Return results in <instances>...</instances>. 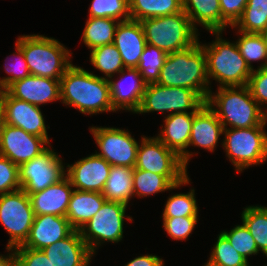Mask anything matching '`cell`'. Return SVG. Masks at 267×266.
<instances>
[{
    "mask_svg": "<svg viewBox=\"0 0 267 266\" xmlns=\"http://www.w3.org/2000/svg\"><path fill=\"white\" fill-rule=\"evenodd\" d=\"M61 100L86 115L116 112L108 79L71 65L60 78Z\"/></svg>",
    "mask_w": 267,
    "mask_h": 266,
    "instance_id": "obj_1",
    "label": "cell"
},
{
    "mask_svg": "<svg viewBox=\"0 0 267 266\" xmlns=\"http://www.w3.org/2000/svg\"><path fill=\"white\" fill-rule=\"evenodd\" d=\"M206 104L214 111L223 128L266 126L265 110L252 98L248 86L218 87L212 90Z\"/></svg>",
    "mask_w": 267,
    "mask_h": 266,
    "instance_id": "obj_2",
    "label": "cell"
},
{
    "mask_svg": "<svg viewBox=\"0 0 267 266\" xmlns=\"http://www.w3.org/2000/svg\"><path fill=\"white\" fill-rule=\"evenodd\" d=\"M199 40L191 47L169 53L160 70L157 84L189 88L205 101L211 91L207 76L206 56Z\"/></svg>",
    "mask_w": 267,
    "mask_h": 266,
    "instance_id": "obj_3",
    "label": "cell"
},
{
    "mask_svg": "<svg viewBox=\"0 0 267 266\" xmlns=\"http://www.w3.org/2000/svg\"><path fill=\"white\" fill-rule=\"evenodd\" d=\"M215 41L200 44L206 56L207 76L219 82L218 87L246 86L252 70L246 64L236 42L222 39V32H210Z\"/></svg>",
    "mask_w": 267,
    "mask_h": 266,
    "instance_id": "obj_4",
    "label": "cell"
},
{
    "mask_svg": "<svg viewBox=\"0 0 267 266\" xmlns=\"http://www.w3.org/2000/svg\"><path fill=\"white\" fill-rule=\"evenodd\" d=\"M31 75L60 80L72 65V53L57 39L39 34L18 36Z\"/></svg>",
    "mask_w": 267,
    "mask_h": 266,
    "instance_id": "obj_5",
    "label": "cell"
},
{
    "mask_svg": "<svg viewBox=\"0 0 267 266\" xmlns=\"http://www.w3.org/2000/svg\"><path fill=\"white\" fill-rule=\"evenodd\" d=\"M140 23L147 44L167 54L189 48L199 40L198 31L183 10L172 15L147 18Z\"/></svg>",
    "mask_w": 267,
    "mask_h": 266,
    "instance_id": "obj_6",
    "label": "cell"
},
{
    "mask_svg": "<svg viewBox=\"0 0 267 266\" xmlns=\"http://www.w3.org/2000/svg\"><path fill=\"white\" fill-rule=\"evenodd\" d=\"M266 126L249 128H227L222 147L232 165L238 172L252 165L264 164L267 161V132Z\"/></svg>",
    "mask_w": 267,
    "mask_h": 266,
    "instance_id": "obj_7",
    "label": "cell"
},
{
    "mask_svg": "<svg viewBox=\"0 0 267 266\" xmlns=\"http://www.w3.org/2000/svg\"><path fill=\"white\" fill-rule=\"evenodd\" d=\"M206 101L189 88L169 87L157 83L147 84L136 114L149 112L190 113L196 112ZM166 111V112H165Z\"/></svg>",
    "mask_w": 267,
    "mask_h": 266,
    "instance_id": "obj_8",
    "label": "cell"
},
{
    "mask_svg": "<svg viewBox=\"0 0 267 266\" xmlns=\"http://www.w3.org/2000/svg\"><path fill=\"white\" fill-rule=\"evenodd\" d=\"M34 216L30 196L23 189L0 194V223L10 235L6 248L26 241Z\"/></svg>",
    "mask_w": 267,
    "mask_h": 266,
    "instance_id": "obj_9",
    "label": "cell"
},
{
    "mask_svg": "<svg viewBox=\"0 0 267 266\" xmlns=\"http://www.w3.org/2000/svg\"><path fill=\"white\" fill-rule=\"evenodd\" d=\"M126 210L127 205L123 203L105 201L100 210L79 230L93 255L105 242H121Z\"/></svg>",
    "mask_w": 267,
    "mask_h": 266,
    "instance_id": "obj_10",
    "label": "cell"
},
{
    "mask_svg": "<svg viewBox=\"0 0 267 266\" xmlns=\"http://www.w3.org/2000/svg\"><path fill=\"white\" fill-rule=\"evenodd\" d=\"M65 164L49 146L41 154L19 166L21 189L28 195L43 191L66 176Z\"/></svg>",
    "mask_w": 267,
    "mask_h": 266,
    "instance_id": "obj_11",
    "label": "cell"
},
{
    "mask_svg": "<svg viewBox=\"0 0 267 266\" xmlns=\"http://www.w3.org/2000/svg\"><path fill=\"white\" fill-rule=\"evenodd\" d=\"M100 152L96 154L104 158L111 166L135 168L139 143L129 131L114 127L89 128Z\"/></svg>",
    "mask_w": 267,
    "mask_h": 266,
    "instance_id": "obj_12",
    "label": "cell"
},
{
    "mask_svg": "<svg viewBox=\"0 0 267 266\" xmlns=\"http://www.w3.org/2000/svg\"><path fill=\"white\" fill-rule=\"evenodd\" d=\"M135 169L159 175H187V168L181 157L166 147L156 136L141 138L137 150Z\"/></svg>",
    "mask_w": 267,
    "mask_h": 266,
    "instance_id": "obj_13",
    "label": "cell"
},
{
    "mask_svg": "<svg viewBox=\"0 0 267 266\" xmlns=\"http://www.w3.org/2000/svg\"><path fill=\"white\" fill-rule=\"evenodd\" d=\"M0 105L6 124L23 129L29 134L45 138L48 132L39 106L12 97L6 90L0 91Z\"/></svg>",
    "mask_w": 267,
    "mask_h": 266,
    "instance_id": "obj_14",
    "label": "cell"
},
{
    "mask_svg": "<svg viewBox=\"0 0 267 266\" xmlns=\"http://www.w3.org/2000/svg\"><path fill=\"white\" fill-rule=\"evenodd\" d=\"M46 145L51 144L45 138L5 123L1 134L0 155L20 166L46 150Z\"/></svg>",
    "mask_w": 267,
    "mask_h": 266,
    "instance_id": "obj_15",
    "label": "cell"
},
{
    "mask_svg": "<svg viewBox=\"0 0 267 266\" xmlns=\"http://www.w3.org/2000/svg\"><path fill=\"white\" fill-rule=\"evenodd\" d=\"M111 165L96 153L68 164L66 176L75 190L102 192Z\"/></svg>",
    "mask_w": 267,
    "mask_h": 266,
    "instance_id": "obj_16",
    "label": "cell"
},
{
    "mask_svg": "<svg viewBox=\"0 0 267 266\" xmlns=\"http://www.w3.org/2000/svg\"><path fill=\"white\" fill-rule=\"evenodd\" d=\"M118 75L120 80H114L113 76L108 79L113 109L136 113L147 84L136 68H124Z\"/></svg>",
    "mask_w": 267,
    "mask_h": 266,
    "instance_id": "obj_17",
    "label": "cell"
},
{
    "mask_svg": "<svg viewBox=\"0 0 267 266\" xmlns=\"http://www.w3.org/2000/svg\"><path fill=\"white\" fill-rule=\"evenodd\" d=\"M6 91L16 99L36 106L61 100L60 80L31 74L12 83Z\"/></svg>",
    "mask_w": 267,
    "mask_h": 266,
    "instance_id": "obj_18",
    "label": "cell"
},
{
    "mask_svg": "<svg viewBox=\"0 0 267 266\" xmlns=\"http://www.w3.org/2000/svg\"><path fill=\"white\" fill-rule=\"evenodd\" d=\"M163 128L156 136L166 147L175 151L187 168L193 152L187 150L194 119V113H174L166 115Z\"/></svg>",
    "mask_w": 267,
    "mask_h": 266,
    "instance_id": "obj_19",
    "label": "cell"
},
{
    "mask_svg": "<svg viewBox=\"0 0 267 266\" xmlns=\"http://www.w3.org/2000/svg\"><path fill=\"white\" fill-rule=\"evenodd\" d=\"M74 229L63 216L44 214L34 216L33 225L26 241L17 247L43 249L68 237Z\"/></svg>",
    "mask_w": 267,
    "mask_h": 266,
    "instance_id": "obj_20",
    "label": "cell"
},
{
    "mask_svg": "<svg viewBox=\"0 0 267 266\" xmlns=\"http://www.w3.org/2000/svg\"><path fill=\"white\" fill-rule=\"evenodd\" d=\"M42 251L53 266H89L94 256L78 230Z\"/></svg>",
    "mask_w": 267,
    "mask_h": 266,
    "instance_id": "obj_21",
    "label": "cell"
},
{
    "mask_svg": "<svg viewBox=\"0 0 267 266\" xmlns=\"http://www.w3.org/2000/svg\"><path fill=\"white\" fill-rule=\"evenodd\" d=\"M114 45L125 68H136L147 45L140 21H120L115 30Z\"/></svg>",
    "mask_w": 267,
    "mask_h": 266,
    "instance_id": "obj_22",
    "label": "cell"
},
{
    "mask_svg": "<svg viewBox=\"0 0 267 266\" xmlns=\"http://www.w3.org/2000/svg\"><path fill=\"white\" fill-rule=\"evenodd\" d=\"M73 190L70 180L65 176L43 191L30 194L34 215L53 214L66 217Z\"/></svg>",
    "mask_w": 267,
    "mask_h": 266,
    "instance_id": "obj_23",
    "label": "cell"
},
{
    "mask_svg": "<svg viewBox=\"0 0 267 266\" xmlns=\"http://www.w3.org/2000/svg\"><path fill=\"white\" fill-rule=\"evenodd\" d=\"M223 130L222 123L214 111L205 103L194 112L189 146H197L214 152Z\"/></svg>",
    "mask_w": 267,
    "mask_h": 266,
    "instance_id": "obj_24",
    "label": "cell"
},
{
    "mask_svg": "<svg viewBox=\"0 0 267 266\" xmlns=\"http://www.w3.org/2000/svg\"><path fill=\"white\" fill-rule=\"evenodd\" d=\"M106 199L100 192L73 190L66 218L74 230H80L100 210Z\"/></svg>",
    "mask_w": 267,
    "mask_h": 266,
    "instance_id": "obj_25",
    "label": "cell"
},
{
    "mask_svg": "<svg viewBox=\"0 0 267 266\" xmlns=\"http://www.w3.org/2000/svg\"><path fill=\"white\" fill-rule=\"evenodd\" d=\"M190 181L188 175H159L149 171L133 170L134 196L147 197L160 192L178 189Z\"/></svg>",
    "mask_w": 267,
    "mask_h": 266,
    "instance_id": "obj_26",
    "label": "cell"
},
{
    "mask_svg": "<svg viewBox=\"0 0 267 266\" xmlns=\"http://www.w3.org/2000/svg\"><path fill=\"white\" fill-rule=\"evenodd\" d=\"M182 7L193 27L204 26L209 32H221V9L219 0H182Z\"/></svg>",
    "mask_w": 267,
    "mask_h": 266,
    "instance_id": "obj_27",
    "label": "cell"
},
{
    "mask_svg": "<svg viewBox=\"0 0 267 266\" xmlns=\"http://www.w3.org/2000/svg\"><path fill=\"white\" fill-rule=\"evenodd\" d=\"M133 170V167L111 166L101 192L106 201L120 202L128 206L129 200L134 197Z\"/></svg>",
    "mask_w": 267,
    "mask_h": 266,
    "instance_id": "obj_28",
    "label": "cell"
},
{
    "mask_svg": "<svg viewBox=\"0 0 267 266\" xmlns=\"http://www.w3.org/2000/svg\"><path fill=\"white\" fill-rule=\"evenodd\" d=\"M182 10V0H129L130 19L137 21L172 15Z\"/></svg>",
    "mask_w": 267,
    "mask_h": 266,
    "instance_id": "obj_29",
    "label": "cell"
},
{
    "mask_svg": "<svg viewBox=\"0 0 267 266\" xmlns=\"http://www.w3.org/2000/svg\"><path fill=\"white\" fill-rule=\"evenodd\" d=\"M119 22L113 18L89 17L82 33L83 43L90 51L114 43L115 30Z\"/></svg>",
    "mask_w": 267,
    "mask_h": 266,
    "instance_id": "obj_30",
    "label": "cell"
},
{
    "mask_svg": "<svg viewBox=\"0 0 267 266\" xmlns=\"http://www.w3.org/2000/svg\"><path fill=\"white\" fill-rule=\"evenodd\" d=\"M267 25V0H248L243 14L231 26L244 33L261 34Z\"/></svg>",
    "mask_w": 267,
    "mask_h": 266,
    "instance_id": "obj_31",
    "label": "cell"
},
{
    "mask_svg": "<svg viewBox=\"0 0 267 266\" xmlns=\"http://www.w3.org/2000/svg\"><path fill=\"white\" fill-rule=\"evenodd\" d=\"M241 218L254 238L258 251L267 257V207L248 206L242 211Z\"/></svg>",
    "mask_w": 267,
    "mask_h": 266,
    "instance_id": "obj_32",
    "label": "cell"
},
{
    "mask_svg": "<svg viewBox=\"0 0 267 266\" xmlns=\"http://www.w3.org/2000/svg\"><path fill=\"white\" fill-rule=\"evenodd\" d=\"M237 32L242 36L236 40V45L249 68L254 70L252 62L261 60H263V63H261L258 68L267 66V43L263 36L255 33Z\"/></svg>",
    "mask_w": 267,
    "mask_h": 266,
    "instance_id": "obj_33",
    "label": "cell"
},
{
    "mask_svg": "<svg viewBox=\"0 0 267 266\" xmlns=\"http://www.w3.org/2000/svg\"><path fill=\"white\" fill-rule=\"evenodd\" d=\"M92 65L104 74L105 79L114 77L125 67L120 53L114 43L94 48L90 51Z\"/></svg>",
    "mask_w": 267,
    "mask_h": 266,
    "instance_id": "obj_34",
    "label": "cell"
},
{
    "mask_svg": "<svg viewBox=\"0 0 267 266\" xmlns=\"http://www.w3.org/2000/svg\"><path fill=\"white\" fill-rule=\"evenodd\" d=\"M167 55L163 50L153 45H146L136 67L146 84L157 83Z\"/></svg>",
    "mask_w": 267,
    "mask_h": 266,
    "instance_id": "obj_35",
    "label": "cell"
},
{
    "mask_svg": "<svg viewBox=\"0 0 267 266\" xmlns=\"http://www.w3.org/2000/svg\"><path fill=\"white\" fill-rule=\"evenodd\" d=\"M195 199V190L186 193H176L168 197L162 218L199 217V210Z\"/></svg>",
    "mask_w": 267,
    "mask_h": 266,
    "instance_id": "obj_36",
    "label": "cell"
},
{
    "mask_svg": "<svg viewBox=\"0 0 267 266\" xmlns=\"http://www.w3.org/2000/svg\"><path fill=\"white\" fill-rule=\"evenodd\" d=\"M210 254L207 261L209 264L217 266H250L248 261L231 246L221 232L218 234L216 244Z\"/></svg>",
    "mask_w": 267,
    "mask_h": 266,
    "instance_id": "obj_37",
    "label": "cell"
},
{
    "mask_svg": "<svg viewBox=\"0 0 267 266\" xmlns=\"http://www.w3.org/2000/svg\"><path fill=\"white\" fill-rule=\"evenodd\" d=\"M89 17L113 18L118 21L130 19L129 0H92Z\"/></svg>",
    "mask_w": 267,
    "mask_h": 266,
    "instance_id": "obj_38",
    "label": "cell"
},
{
    "mask_svg": "<svg viewBox=\"0 0 267 266\" xmlns=\"http://www.w3.org/2000/svg\"><path fill=\"white\" fill-rule=\"evenodd\" d=\"M221 233L227 238L231 246L247 261L250 255H257L259 253L257 244L244 223L236 225L230 231H221Z\"/></svg>",
    "mask_w": 267,
    "mask_h": 266,
    "instance_id": "obj_39",
    "label": "cell"
},
{
    "mask_svg": "<svg viewBox=\"0 0 267 266\" xmlns=\"http://www.w3.org/2000/svg\"><path fill=\"white\" fill-rule=\"evenodd\" d=\"M15 49L17 52L13 53L12 56H15L16 59L13 63H5V72L9 74L7 77L0 79V91H5L12 83L26 78L30 75L29 67L27 65L24 53L22 49L16 44ZM8 57L6 58V60Z\"/></svg>",
    "mask_w": 267,
    "mask_h": 266,
    "instance_id": "obj_40",
    "label": "cell"
},
{
    "mask_svg": "<svg viewBox=\"0 0 267 266\" xmlns=\"http://www.w3.org/2000/svg\"><path fill=\"white\" fill-rule=\"evenodd\" d=\"M199 217L163 218V227L174 240H186L195 228Z\"/></svg>",
    "mask_w": 267,
    "mask_h": 266,
    "instance_id": "obj_41",
    "label": "cell"
},
{
    "mask_svg": "<svg viewBox=\"0 0 267 266\" xmlns=\"http://www.w3.org/2000/svg\"><path fill=\"white\" fill-rule=\"evenodd\" d=\"M21 189L19 166L9 158L0 155V194Z\"/></svg>",
    "mask_w": 267,
    "mask_h": 266,
    "instance_id": "obj_42",
    "label": "cell"
},
{
    "mask_svg": "<svg viewBox=\"0 0 267 266\" xmlns=\"http://www.w3.org/2000/svg\"><path fill=\"white\" fill-rule=\"evenodd\" d=\"M247 86L251 92L252 98L261 108L262 106L265 108L267 104V66L252 70ZM266 111L267 105L265 108V112Z\"/></svg>",
    "mask_w": 267,
    "mask_h": 266,
    "instance_id": "obj_43",
    "label": "cell"
},
{
    "mask_svg": "<svg viewBox=\"0 0 267 266\" xmlns=\"http://www.w3.org/2000/svg\"><path fill=\"white\" fill-rule=\"evenodd\" d=\"M248 0H219L221 9V32L233 26L243 14Z\"/></svg>",
    "mask_w": 267,
    "mask_h": 266,
    "instance_id": "obj_44",
    "label": "cell"
},
{
    "mask_svg": "<svg viewBox=\"0 0 267 266\" xmlns=\"http://www.w3.org/2000/svg\"><path fill=\"white\" fill-rule=\"evenodd\" d=\"M17 266H53L42 249L15 247Z\"/></svg>",
    "mask_w": 267,
    "mask_h": 266,
    "instance_id": "obj_45",
    "label": "cell"
},
{
    "mask_svg": "<svg viewBox=\"0 0 267 266\" xmlns=\"http://www.w3.org/2000/svg\"><path fill=\"white\" fill-rule=\"evenodd\" d=\"M125 266H164V261L157 255L146 254L129 261Z\"/></svg>",
    "mask_w": 267,
    "mask_h": 266,
    "instance_id": "obj_46",
    "label": "cell"
},
{
    "mask_svg": "<svg viewBox=\"0 0 267 266\" xmlns=\"http://www.w3.org/2000/svg\"><path fill=\"white\" fill-rule=\"evenodd\" d=\"M8 254L4 256L0 254V266H17V259L14 248H6ZM11 251V252H10ZM10 252V253H9Z\"/></svg>",
    "mask_w": 267,
    "mask_h": 266,
    "instance_id": "obj_47",
    "label": "cell"
},
{
    "mask_svg": "<svg viewBox=\"0 0 267 266\" xmlns=\"http://www.w3.org/2000/svg\"><path fill=\"white\" fill-rule=\"evenodd\" d=\"M4 125H5L4 114H3V110L0 105V144H1V134L3 131Z\"/></svg>",
    "mask_w": 267,
    "mask_h": 266,
    "instance_id": "obj_48",
    "label": "cell"
},
{
    "mask_svg": "<svg viewBox=\"0 0 267 266\" xmlns=\"http://www.w3.org/2000/svg\"><path fill=\"white\" fill-rule=\"evenodd\" d=\"M261 35L263 36L265 42L267 43V25L266 28L261 32Z\"/></svg>",
    "mask_w": 267,
    "mask_h": 266,
    "instance_id": "obj_49",
    "label": "cell"
},
{
    "mask_svg": "<svg viewBox=\"0 0 267 266\" xmlns=\"http://www.w3.org/2000/svg\"><path fill=\"white\" fill-rule=\"evenodd\" d=\"M204 266H217V265L206 263Z\"/></svg>",
    "mask_w": 267,
    "mask_h": 266,
    "instance_id": "obj_50",
    "label": "cell"
}]
</instances>
